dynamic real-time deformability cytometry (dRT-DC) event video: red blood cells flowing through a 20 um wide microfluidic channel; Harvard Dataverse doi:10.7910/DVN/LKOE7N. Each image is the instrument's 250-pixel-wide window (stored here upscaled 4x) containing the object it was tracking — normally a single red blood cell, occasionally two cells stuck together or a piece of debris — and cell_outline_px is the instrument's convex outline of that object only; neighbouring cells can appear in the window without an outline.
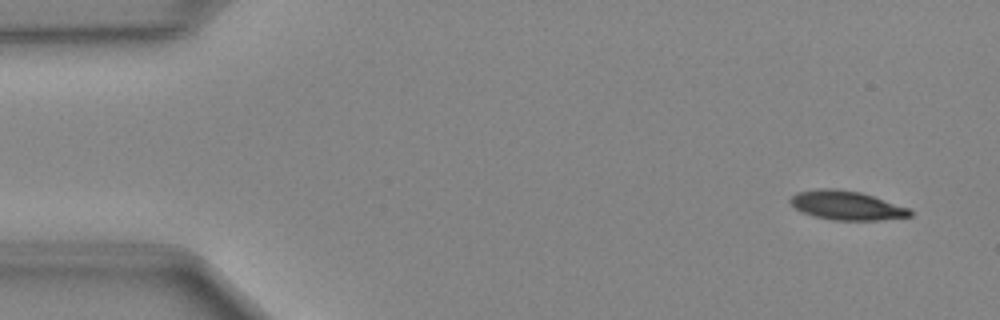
{"species": "Egyptian fruit bat (a non-hibernating species)", "species_latin": "Rousettus aegyptiacus", "temperature_condition": "cold", "stored_images_in_passage": 48, "camera_frame_rate_fps": 3000, "um_per_image_px": 0.085, "animal": {"sex": "female"}, "frame": {"image": 1, "passage_image": 3, "time_ms": 0.667, "image_size_px": [1000, 320], "cell_outline_px": [[912, 216], [880, 220], [832, 220], [816, 216], [804, 212], [796, 208], [788, 200], [796, 192], [816, 188], [836, 188], [860, 192], [912, 208]], "centroid_in_image_um": [71.99, 17.45], "position_along_channel_um": 13.0, "area_um2": 20.35}}
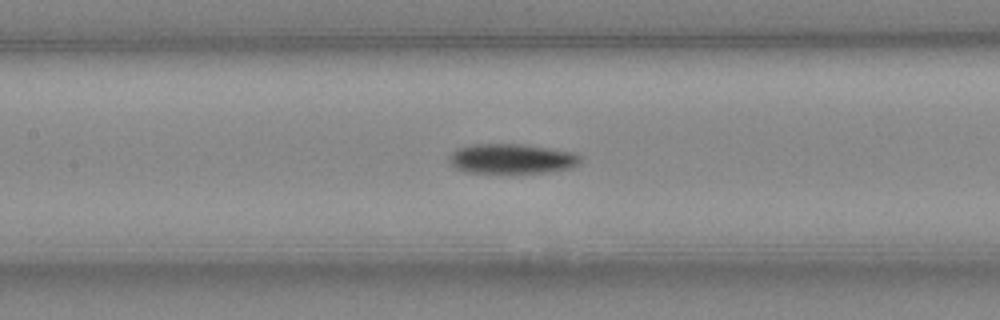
{"frame": {"image": 2, "passage_image": 22, "time_ms": 7.0, "image_size_px": [1000, 320], "cell_outline_px": [[580, 160], [572, 168], [548, 172], [504, 176], [460, 172], [448, 160], [448, 156], [456, 148], [472, 144], [524, 144], [552, 148], [576, 152], [580, 156]], "centroid_in_image_um": [43.45, 13.54], "position_along_channel_um": 164.0, "area_um2": 24.22}}
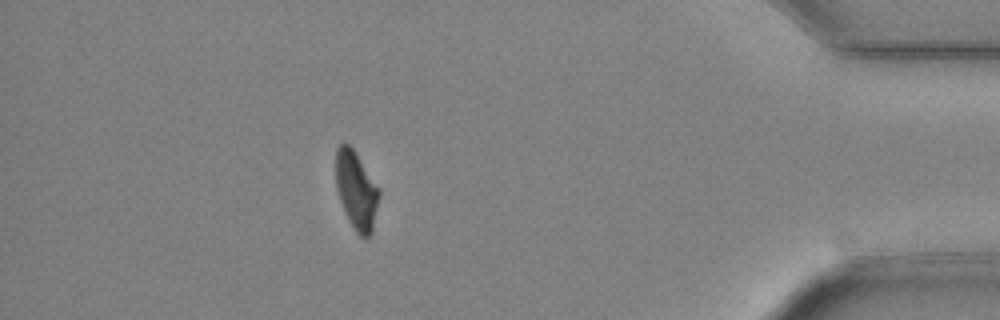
{"frame": {"image": 3, "passage_image": 43, "time_ms": 14.0, "image_size_px": [1000, 320], "cell_outline_px": [[380, 196], [372, 232], [368, 236], [360, 236], [356, 232], [348, 220], [344, 212], [336, 188], [336, 148], [340, 144], [348, 144], [352, 148], [380, 188]], "centroid_in_image_um": [30.29, 16.19], "position_along_channel_um": 404.9, "area_um2": 19.65}}